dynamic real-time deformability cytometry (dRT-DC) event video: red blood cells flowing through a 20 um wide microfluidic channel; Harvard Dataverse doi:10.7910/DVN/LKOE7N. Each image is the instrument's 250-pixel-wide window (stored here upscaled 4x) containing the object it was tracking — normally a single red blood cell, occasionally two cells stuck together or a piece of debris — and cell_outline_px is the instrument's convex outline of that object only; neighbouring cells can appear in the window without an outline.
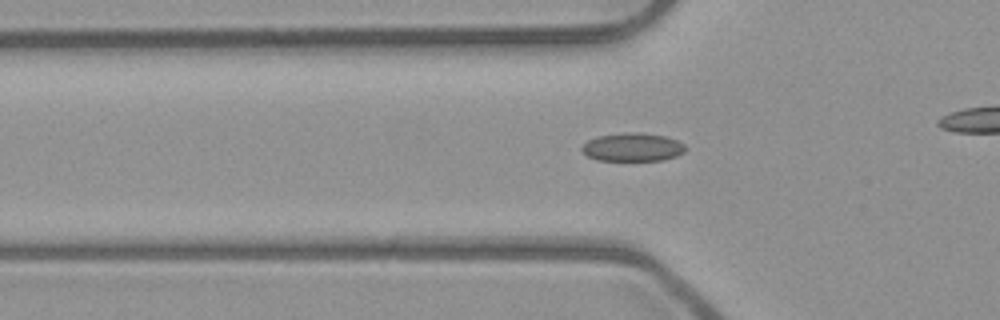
{"species": "common noctule bat (a hibernating species)", "species_latin": "Nyctalus noctula", "temperature_condition": "room temperature", "stored_images_in_passage": 38, "camera_frame_rate_fps": 3000, "um_per_image_px": 0.085, "animal": {"sex": "male", "body_mass_g": 23.1, "forearm_length_mm": 52.7}, "frame": {"image": 1, "passage_image": 14, "time_ms": 4.333, "image_size_px": [1000, 320], "cell_outline_px": [[688, 148], [684, 152], [676, 156], [664, 160], [596, 160], [588, 156], [580, 148], [588, 140], [600, 136], [624, 132], [640, 132], [664, 136], [676, 140], [684, 144]], "centroid_in_image_um": [53.8, 12.5], "position_along_channel_um": 72.0, "area_um2": 17.05}}
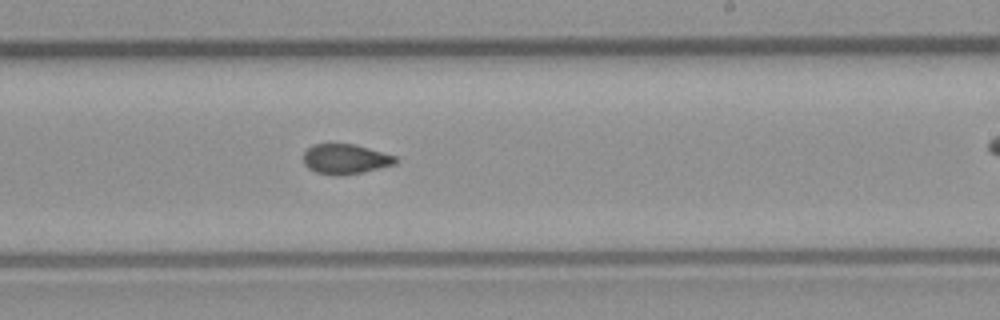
{"frame": {"image": 2, "passage_image": 28, "time_ms": 9.0, "image_size_px": [1000, 320], "cell_outline_px": [[396, 164], [360, 172], [316, 172], [308, 168], [304, 164], [304, 152], [312, 144], [356, 144], [396, 156]], "centroid_in_image_um": [29.36, 13.46], "position_along_channel_um": 259.6, "area_um2": 15.32}}
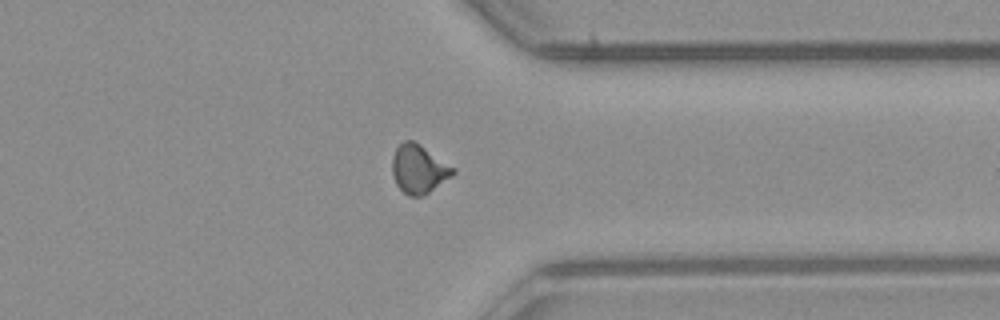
{"frame": {"image": 3, "passage_image": 37, "time_ms": 12.0, "image_size_px": [1000, 320], "cell_outline_px": [[456, 172], [452, 176], [424, 196], [408, 196], [396, 184], [392, 176], [392, 156], [396, 148], [404, 140], [412, 140], [420, 144], [456, 168]], "centroid_in_image_um": [35.6, 14.37], "position_along_channel_um": 375.8, "area_um2": 17.4}}